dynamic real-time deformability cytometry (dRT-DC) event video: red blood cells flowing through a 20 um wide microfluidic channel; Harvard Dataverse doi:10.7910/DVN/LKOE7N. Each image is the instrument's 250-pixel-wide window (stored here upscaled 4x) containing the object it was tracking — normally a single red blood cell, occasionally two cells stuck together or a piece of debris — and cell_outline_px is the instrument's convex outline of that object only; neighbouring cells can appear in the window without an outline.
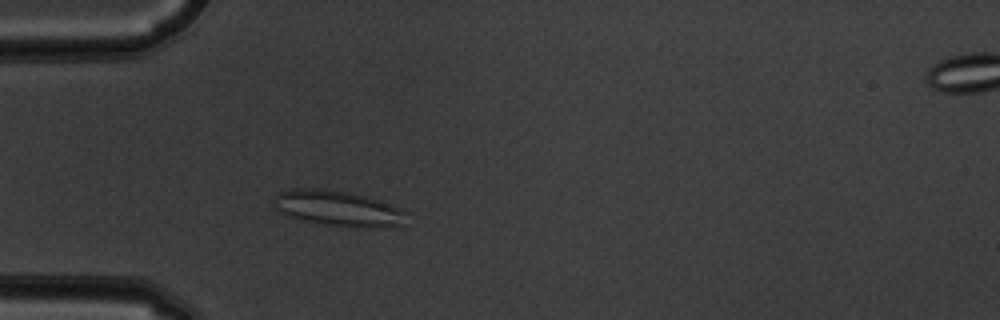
{"species": "common noctule bat (a hibernating species)", "species_latin": "Nyctalus noctula", "temperature_condition": "warm", "stored_images_in_passage": 45, "camera_frame_rate_fps": 3000, "um_per_image_px": 0.085, "animal": {"sex": "male", "body_mass_g": 19.5, "forearm_length_mm": 54.6}, "frame": {"image": 1, "passage_image": 8, "time_ms": 2.333, "image_size_px": [1000, 320], "cell_outline_px": [[408, 212], [404, 224], [368, 228], [364, 228], [324, 224], [288, 216], [280, 212], [272, 204], [272, 196], [276, 192], [296, 188], [320, 188], [348, 192], [364, 196], [400, 208]], "centroid_in_image_um": [28.67, 17.7], "position_along_channel_um": 56.3, "area_um2": 27.4}}
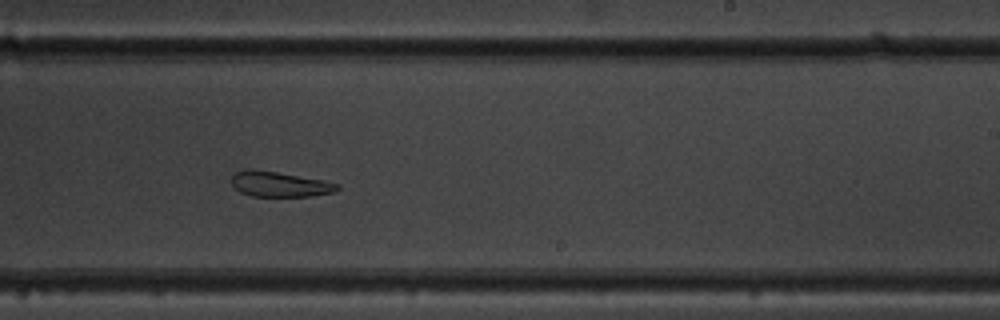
{"frame": {"image": 2, "passage_image": 25, "time_ms": 8.0, "image_size_px": [1000, 320], "cell_outline_px": [[340, 188], [336, 192], [308, 196], [252, 196], [240, 192], [232, 184], [232, 176], [236, 172], [244, 168], [252, 168], [324, 180], [340, 184]], "centroid_in_image_um": [23.77, 15.65], "position_along_channel_um": 265.2, "area_um2": 15.61}}
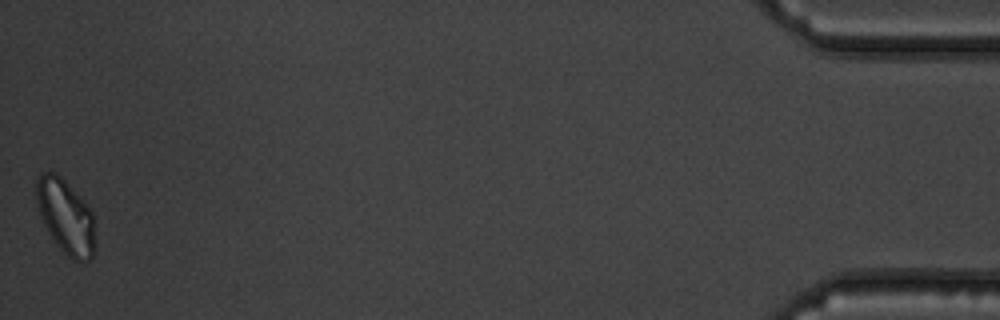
{"frame": {"image": 3, "passage_image": 45, "time_ms": 14.667, "image_size_px": [1000, 320], "cell_outline_px": [[92, 256], [88, 260], [72, 260], [56, 244], [48, 232], [40, 212], [36, 200], [36, 180], [40, 172], [56, 172], [84, 200], [92, 212]], "centroid_in_image_um": [5.53, 18.34], "position_along_channel_um": 429.7, "area_um2": 24.68}, "authors_computed_cell_mechanics": {"area_um2": 20.7502, "velocity_mm_per_s": 3.8167, "shape_relaxation_time_tau1_ms": null, "shape_relaxation_time_tau2_ms": 4.074, "deformation_change_tau1": null, "deformation_change_tau2": 0.1357}}